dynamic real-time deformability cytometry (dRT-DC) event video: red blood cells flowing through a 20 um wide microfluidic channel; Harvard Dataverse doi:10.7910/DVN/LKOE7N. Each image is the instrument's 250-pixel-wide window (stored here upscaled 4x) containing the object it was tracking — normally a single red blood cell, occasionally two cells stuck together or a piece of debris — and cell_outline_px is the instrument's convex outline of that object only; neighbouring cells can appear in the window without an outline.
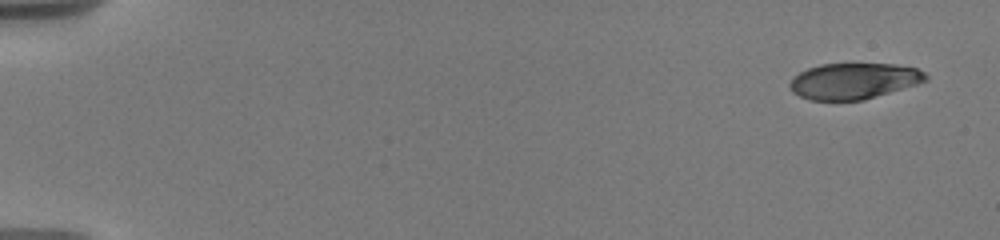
{"species": "human", "species_latin": "Homo sapiens", "temperature_condition": "warm", "stored_images_in_passage": 8, "camera_frame_rate_fps": 3000, "um_per_image_px": 0.085, "donor": {"sex": "male"}, "frame": {"image": 1, "passage_image": 1, "time_ms": 0.0, "image_size_px": [1000, 240], "cell_outline_px": [[928, 80], [916, 84], [864, 100], [808, 100], [792, 92], [788, 84], [800, 72], [808, 68], [820, 64], [892, 64], [916, 68], [924, 72], [928, 76]], "centroid_in_image_um": [72.56, 6.89], "position_along_channel_um": 12.4, "area_um2": 28.32}}
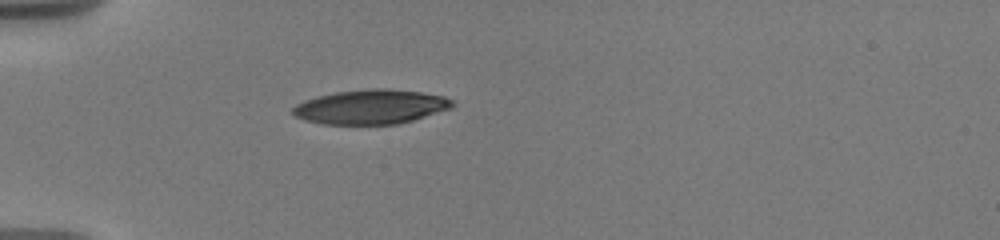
{"frame": {"image": 2, "passage_image": 6, "time_ms": 5.0, "image_size_px": [1000, 240], "cell_outline_px": [[456, 104], [452, 108], [400, 124], [320, 124], [304, 120], [296, 116], [292, 112], [292, 108], [296, 104], [304, 100], [316, 96], [336, 92], [372, 88], [388, 88], [420, 92], [444, 96], [452, 100]], "centroid_in_image_um": [31.53, 9.08], "position_along_channel_um": 53.5, "area_um2": 32.19}}
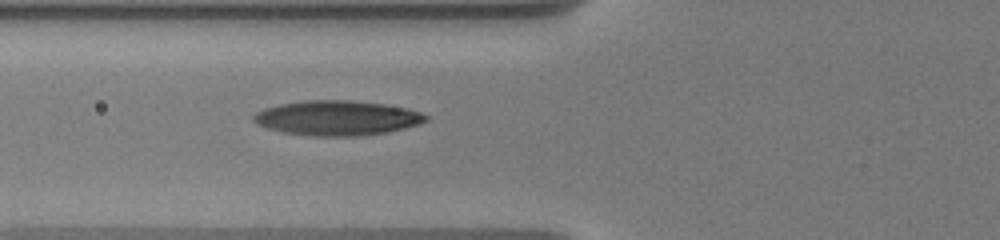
{"frame": {"image": 3, "passage_image": 8, "time_ms": 6.667, "image_size_px": [1000, 240], "cell_outline_px": [[428, 120], [420, 124], [388, 132], [360, 136], [312, 136], [284, 132], [268, 128], [252, 120], [252, 116], [256, 112], [264, 108], [280, 104], [304, 100], [348, 100], [384, 104], [404, 108], [420, 112], [428, 116]], "centroid_in_image_um": [28.66, 10.03], "position_along_channel_um": 97.1, "area_um2": 34.85}}